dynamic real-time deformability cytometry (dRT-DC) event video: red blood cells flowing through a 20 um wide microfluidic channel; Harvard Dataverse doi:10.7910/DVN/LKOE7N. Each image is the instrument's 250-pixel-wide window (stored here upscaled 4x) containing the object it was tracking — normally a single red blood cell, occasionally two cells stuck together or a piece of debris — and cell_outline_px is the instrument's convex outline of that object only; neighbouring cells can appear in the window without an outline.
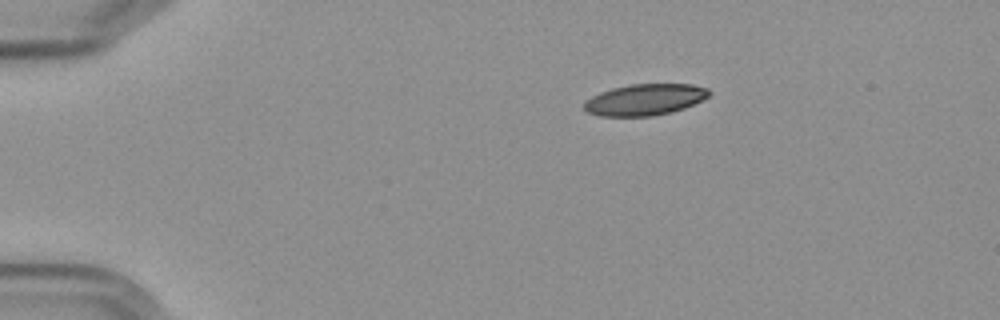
{"species": "Egyptian fruit bat (a non-hibernating species)", "species_latin": "Rousettus aegyptiacus", "temperature_condition": "cold", "stored_images_in_passage": 3, "camera_frame_rate_fps": 3000, "um_per_image_px": 0.085, "frame": {"image": 1, "passage_image": 1, "time_ms": 0.0, "image_size_px": [1000, 320], "cell_outline_px": [[712, 92], [708, 96], [684, 108], [672, 112], [652, 116], [600, 116], [588, 112], [584, 108], [584, 100], [600, 92], [612, 88], [628, 84], [692, 84], [708, 88]], "centroid_in_image_um": [54.8, 8.46], "position_along_channel_um": 30.2, "area_um2": 22.83}}